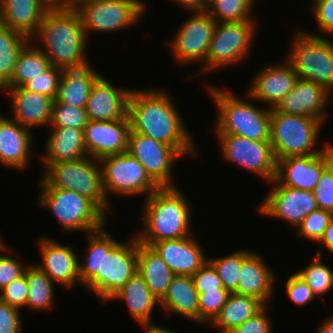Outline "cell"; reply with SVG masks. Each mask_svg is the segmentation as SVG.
<instances>
[{
	"label": "cell",
	"instance_id": "1",
	"mask_svg": "<svg viewBox=\"0 0 333 333\" xmlns=\"http://www.w3.org/2000/svg\"><path fill=\"white\" fill-rule=\"evenodd\" d=\"M124 243L102 227L87 233L83 262H78L80 284L103 302L110 301L137 272V237Z\"/></svg>",
	"mask_w": 333,
	"mask_h": 333
},
{
	"label": "cell",
	"instance_id": "2",
	"mask_svg": "<svg viewBox=\"0 0 333 333\" xmlns=\"http://www.w3.org/2000/svg\"><path fill=\"white\" fill-rule=\"evenodd\" d=\"M158 89H133L130 92L127 115L131 131L172 146L182 156L196 157L198 148L173 96Z\"/></svg>",
	"mask_w": 333,
	"mask_h": 333
},
{
	"label": "cell",
	"instance_id": "3",
	"mask_svg": "<svg viewBox=\"0 0 333 333\" xmlns=\"http://www.w3.org/2000/svg\"><path fill=\"white\" fill-rule=\"evenodd\" d=\"M39 39L50 64L61 69L89 65L86 55L88 38L76 9L50 7L31 40Z\"/></svg>",
	"mask_w": 333,
	"mask_h": 333
},
{
	"label": "cell",
	"instance_id": "4",
	"mask_svg": "<svg viewBox=\"0 0 333 333\" xmlns=\"http://www.w3.org/2000/svg\"><path fill=\"white\" fill-rule=\"evenodd\" d=\"M178 187H161L143 202L142 232L137 240L152 246L155 242L192 235L191 209L187 197Z\"/></svg>",
	"mask_w": 333,
	"mask_h": 333
},
{
	"label": "cell",
	"instance_id": "5",
	"mask_svg": "<svg viewBox=\"0 0 333 333\" xmlns=\"http://www.w3.org/2000/svg\"><path fill=\"white\" fill-rule=\"evenodd\" d=\"M217 108L215 134H231L256 141H270L271 109L256 107L231 91L206 85Z\"/></svg>",
	"mask_w": 333,
	"mask_h": 333
},
{
	"label": "cell",
	"instance_id": "6",
	"mask_svg": "<svg viewBox=\"0 0 333 333\" xmlns=\"http://www.w3.org/2000/svg\"><path fill=\"white\" fill-rule=\"evenodd\" d=\"M43 174L38 185L77 192L92 200L109 216L111 202L103 187L99 160L85 156L76 162L43 163Z\"/></svg>",
	"mask_w": 333,
	"mask_h": 333
},
{
	"label": "cell",
	"instance_id": "7",
	"mask_svg": "<svg viewBox=\"0 0 333 333\" xmlns=\"http://www.w3.org/2000/svg\"><path fill=\"white\" fill-rule=\"evenodd\" d=\"M39 206L53 214L64 232L81 231L86 235L108 223V216L90 199L75 191L40 187Z\"/></svg>",
	"mask_w": 333,
	"mask_h": 333
},
{
	"label": "cell",
	"instance_id": "8",
	"mask_svg": "<svg viewBox=\"0 0 333 333\" xmlns=\"http://www.w3.org/2000/svg\"><path fill=\"white\" fill-rule=\"evenodd\" d=\"M286 60L299 79L333 90V41L323 35L298 30Z\"/></svg>",
	"mask_w": 333,
	"mask_h": 333
},
{
	"label": "cell",
	"instance_id": "9",
	"mask_svg": "<svg viewBox=\"0 0 333 333\" xmlns=\"http://www.w3.org/2000/svg\"><path fill=\"white\" fill-rule=\"evenodd\" d=\"M324 123L315 118L297 116L271 109L270 143L276 160L290 156L315 155L323 149H314Z\"/></svg>",
	"mask_w": 333,
	"mask_h": 333
},
{
	"label": "cell",
	"instance_id": "10",
	"mask_svg": "<svg viewBox=\"0 0 333 333\" xmlns=\"http://www.w3.org/2000/svg\"><path fill=\"white\" fill-rule=\"evenodd\" d=\"M256 20H247L244 22H217L213 37L210 42V48L206 57V63L201 67L202 75L232 66L236 63L243 62L250 53L251 43L254 41L253 36L257 29ZM204 72V73H203Z\"/></svg>",
	"mask_w": 333,
	"mask_h": 333
},
{
	"label": "cell",
	"instance_id": "11",
	"mask_svg": "<svg viewBox=\"0 0 333 333\" xmlns=\"http://www.w3.org/2000/svg\"><path fill=\"white\" fill-rule=\"evenodd\" d=\"M105 194L138 196L146 198L160 187L149 177L144 166L128 152L111 155L99 160Z\"/></svg>",
	"mask_w": 333,
	"mask_h": 333
},
{
	"label": "cell",
	"instance_id": "12",
	"mask_svg": "<svg viewBox=\"0 0 333 333\" xmlns=\"http://www.w3.org/2000/svg\"><path fill=\"white\" fill-rule=\"evenodd\" d=\"M146 8L140 0H89L76 10L88 38L93 32L111 33L136 25Z\"/></svg>",
	"mask_w": 333,
	"mask_h": 333
},
{
	"label": "cell",
	"instance_id": "13",
	"mask_svg": "<svg viewBox=\"0 0 333 333\" xmlns=\"http://www.w3.org/2000/svg\"><path fill=\"white\" fill-rule=\"evenodd\" d=\"M215 136L225 162L237 164L269 184L275 179L277 160L270 141H256L231 134Z\"/></svg>",
	"mask_w": 333,
	"mask_h": 333
},
{
	"label": "cell",
	"instance_id": "14",
	"mask_svg": "<svg viewBox=\"0 0 333 333\" xmlns=\"http://www.w3.org/2000/svg\"><path fill=\"white\" fill-rule=\"evenodd\" d=\"M191 14L166 45H169L178 64L195 62L204 66L217 22L206 11H193Z\"/></svg>",
	"mask_w": 333,
	"mask_h": 333
},
{
	"label": "cell",
	"instance_id": "15",
	"mask_svg": "<svg viewBox=\"0 0 333 333\" xmlns=\"http://www.w3.org/2000/svg\"><path fill=\"white\" fill-rule=\"evenodd\" d=\"M127 152L144 166L160 188L177 187L172 179L173 165L183 156L172 146L130 131Z\"/></svg>",
	"mask_w": 333,
	"mask_h": 333
},
{
	"label": "cell",
	"instance_id": "16",
	"mask_svg": "<svg viewBox=\"0 0 333 333\" xmlns=\"http://www.w3.org/2000/svg\"><path fill=\"white\" fill-rule=\"evenodd\" d=\"M273 190L265 197L259 212L266 217H274L298 227L302 220L318 209L312 191L282 186L276 179L270 182Z\"/></svg>",
	"mask_w": 333,
	"mask_h": 333
},
{
	"label": "cell",
	"instance_id": "17",
	"mask_svg": "<svg viewBox=\"0 0 333 333\" xmlns=\"http://www.w3.org/2000/svg\"><path fill=\"white\" fill-rule=\"evenodd\" d=\"M325 147L319 154L290 156L277 160L275 179L282 186L313 191L323 171L333 162L328 145Z\"/></svg>",
	"mask_w": 333,
	"mask_h": 333
},
{
	"label": "cell",
	"instance_id": "18",
	"mask_svg": "<svg viewBox=\"0 0 333 333\" xmlns=\"http://www.w3.org/2000/svg\"><path fill=\"white\" fill-rule=\"evenodd\" d=\"M130 131L128 116L114 121L88 120L83 129L87 155L100 160L127 152Z\"/></svg>",
	"mask_w": 333,
	"mask_h": 333
},
{
	"label": "cell",
	"instance_id": "19",
	"mask_svg": "<svg viewBox=\"0 0 333 333\" xmlns=\"http://www.w3.org/2000/svg\"><path fill=\"white\" fill-rule=\"evenodd\" d=\"M284 60L283 63L267 65L254 74L245 96L257 100V103L268 104L269 109L276 108L298 79L291 64Z\"/></svg>",
	"mask_w": 333,
	"mask_h": 333
},
{
	"label": "cell",
	"instance_id": "20",
	"mask_svg": "<svg viewBox=\"0 0 333 333\" xmlns=\"http://www.w3.org/2000/svg\"><path fill=\"white\" fill-rule=\"evenodd\" d=\"M42 263L36 264L55 283L65 288L76 287L80 283L78 252L72 246H65L47 236L38 240ZM77 252V253H76ZM56 281V282H55ZM78 283V284H77Z\"/></svg>",
	"mask_w": 333,
	"mask_h": 333
},
{
	"label": "cell",
	"instance_id": "21",
	"mask_svg": "<svg viewBox=\"0 0 333 333\" xmlns=\"http://www.w3.org/2000/svg\"><path fill=\"white\" fill-rule=\"evenodd\" d=\"M331 92L313 81L297 79L294 87L275 108L278 112L319 119L326 123ZM326 108V109H325Z\"/></svg>",
	"mask_w": 333,
	"mask_h": 333
},
{
	"label": "cell",
	"instance_id": "22",
	"mask_svg": "<svg viewBox=\"0 0 333 333\" xmlns=\"http://www.w3.org/2000/svg\"><path fill=\"white\" fill-rule=\"evenodd\" d=\"M132 89L117 88L103 75L93 83L85 110L89 120L114 121L128 115V100Z\"/></svg>",
	"mask_w": 333,
	"mask_h": 333
},
{
	"label": "cell",
	"instance_id": "23",
	"mask_svg": "<svg viewBox=\"0 0 333 333\" xmlns=\"http://www.w3.org/2000/svg\"><path fill=\"white\" fill-rule=\"evenodd\" d=\"M191 236L162 240L151 246L175 275L192 276L209 259Z\"/></svg>",
	"mask_w": 333,
	"mask_h": 333
},
{
	"label": "cell",
	"instance_id": "24",
	"mask_svg": "<svg viewBox=\"0 0 333 333\" xmlns=\"http://www.w3.org/2000/svg\"><path fill=\"white\" fill-rule=\"evenodd\" d=\"M7 91L13 120L27 129L48 127L51 119L53 99L47 95L29 91L24 87H2Z\"/></svg>",
	"mask_w": 333,
	"mask_h": 333
},
{
	"label": "cell",
	"instance_id": "25",
	"mask_svg": "<svg viewBox=\"0 0 333 333\" xmlns=\"http://www.w3.org/2000/svg\"><path fill=\"white\" fill-rule=\"evenodd\" d=\"M32 132L12 118L0 114V163L21 170L30 163Z\"/></svg>",
	"mask_w": 333,
	"mask_h": 333
},
{
	"label": "cell",
	"instance_id": "26",
	"mask_svg": "<svg viewBox=\"0 0 333 333\" xmlns=\"http://www.w3.org/2000/svg\"><path fill=\"white\" fill-rule=\"evenodd\" d=\"M270 269L260 253L251 250L243 260L235 293L255 297L268 306L267 301L273 295V284L277 278Z\"/></svg>",
	"mask_w": 333,
	"mask_h": 333
},
{
	"label": "cell",
	"instance_id": "27",
	"mask_svg": "<svg viewBox=\"0 0 333 333\" xmlns=\"http://www.w3.org/2000/svg\"><path fill=\"white\" fill-rule=\"evenodd\" d=\"M49 8L43 0H0V21L31 40Z\"/></svg>",
	"mask_w": 333,
	"mask_h": 333
},
{
	"label": "cell",
	"instance_id": "28",
	"mask_svg": "<svg viewBox=\"0 0 333 333\" xmlns=\"http://www.w3.org/2000/svg\"><path fill=\"white\" fill-rule=\"evenodd\" d=\"M45 144V155H40L42 163L76 162L88 156L86 153L83 129L73 127H51Z\"/></svg>",
	"mask_w": 333,
	"mask_h": 333
},
{
	"label": "cell",
	"instance_id": "29",
	"mask_svg": "<svg viewBox=\"0 0 333 333\" xmlns=\"http://www.w3.org/2000/svg\"><path fill=\"white\" fill-rule=\"evenodd\" d=\"M160 305L165 312L178 314L199 324L198 291L192 276L175 275Z\"/></svg>",
	"mask_w": 333,
	"mask_h": 333
},
{
	"label": "cell",
	"instance_id": "30",
	"mask_svg": "<svg viewBox=\"0 0 333 333\" xmlns=\"http://www.w3.org/2000/svg\"><path fill=\"white\" fill-rule=\"evenodd\" d=\"M112 299L123 300L128 312L140 326L156 325L151 320L153 319L151 315L154 307L160 304V301L151 293L138 271Z\"/></svg>",
	"mask_w": 333,
	"mask_h": 333
},
{
	"label": "cell",
	"instance_id": "31",
	"mask_svg": "<svg viewBox=\"0 0 333 333\" xmlns=\"http://www.w3.org/2000/svg\"><path fill=\"white\" fill-rule=\"evenodd\" d=\"M137 271L143 277L151 293L161 301L175 274L150 246L137 240Z\"/></svg>",
	"mask_w": 333,
	"mask_h": 333
},
{
	"label": "cell",
	"instance_id": "32",
	"mask_svg": "<svg viewBox=\"0 0 333 333\" xmlns=\"http://www.w3.org/2000/svg\"><path fill=\"white\" fill-rule=\"evenodd\" d=\"M100 75L90 64L78 69H64L55 100L85 107L91 87Z\"/></svg>",
	"mask_w": 333,
	"mask_h": 333
},
{
	"label": "cell",
	"instance_id": "33",
	"mask_svg": "<svg viewBox=\"0 0 333 333\" xmlns=\"http://www.w3.org/2000/svg\"><path fill=\"white\" fill-rule=\"evenodd\" d=\"M265 305L255 297L231 293L220 313L210 323L221 333H229L253 317Z\"/></svg>",
	"mask_w": 333,
	"mask_h": 333
},
{
	"label": "cell",
	"instance_id": "34",
	"mask_svg": "<svg viewBox=\"0 0 333 333\" xmlns=\"http://www.w3.org/2000/svg\"><path fill=\"white\" fill-rule=\"evenodd\" d=\"M32 42L30 40L19 53L11 79L3 87H23L51 66L46 55Z\"/></svg>",
	"mask_w": 333,
	"mask_h": 333
},
{
	"label": "cell",
	"instance_id": "35",
	"mask_svg": "<svg viewBox=\"0 0 333 333\" xmlns=\"http://www.w3.org/2000/svg\"><path fill=\"white\" fill-rule=\"evenodd\" d=\"M25 274L28 282V297L26 307L30 310L53 309L54 282L37 265H29Z\"/></svg>",
	"mask_w": 333,
	"mask_h": 333
},
{
	"label": "cell",
	"instance_id": "36",
	"mask_svg": "<svg viewBox=\"0 0 333 333\" xmlns=\"http://www.w3.org/2000/svg\"><path fill=\"white\" fill-rule=\"evenodd\" d=\"M29 41L0 21V89L11 79L19 53Z\"/></svg>",
	"mask_w": 333,
	"mask_h": 333
},
{
	"label": "cell",
	"instance_id": "37",
	"mask_svg": "<svg viewBox=\"0 0 333 333\" xmlns=\"http://www.w3.org/2000/svg\"><path fill=\"white\" fill-rule=\"evenodd\" d=\"M253 3L255 0H206L205 11L216 22H244L255 20L251 10Z\"/></svg>",
	"mask_w": 333,
	"mask_h": 333
},
{
	"label": "cell",
	"instance_id": "38",
	"mask_svg": "<svg viewBox=\"0 0 333 333\" xmlns=\"http://www.w3.org/2000/svg\"><path fill=\"white\" fill-rule=\"evenodd\" d=\"M321 251H317L311 264L296 272V274L307 283L315 296L320 297L321 295L322 300H325L322 295L329 292L333 287V271L322 262Z\"/></svg>",
	"mask_w": 333,
	"mask_h": 333
},
{
	"label": "cell",
	"instance_id": "39",
	"mask_svg": "<svg viewBox=\"0 0 333 333\" xmlns=\"http://www.w3.org/2000/svg\"><path fill=\"white\" fill-rule=\"evenodd\" d=\"M251 252L248 249L238 250L224 257L208 259L216 269L222 285L231 293H235L238 288L240 269L244 258Z\"/></svg>",
	"mask_w": 333,
	"mask_h": 333
},
{
	"label": "cell",
	"instance_id": "40",
	"mask_svg": "<svg viewBox=\"0 0 333 333\" xmlns=\"http://www.w3.org/2000/svg\"><path fill=\"white\" fill-rule=\"evenodd\" d=\"M88 120L85 107H75L53 100L49 127L84 129Z\"/></svg>",
	"mask_w": 333,
	"mask_h": 333
},
{
	"label": "cell",
	"instance_id": "41",
	"mask_svg": "<svg viewBox=\"0 0 333 333\" xmlns=\"http://www.w3.org/2000/svg\"><path fill=\"white\" fill-rule=\"evenodd\" d=\"M230 294L225 288L198 293L199 324H210L220 313Z\"/></svg>",
	"mask_w": 333,
	"mask_h": 333
},
{
	"label": "cell",
	"instance_id": "42",
	"mask_svg": "<svg viewBox=\"0 0 333 333\" xmlns=\"http://www.w3.org/2000/svg\"><path fill=\"white\" fill-rule=\"evenodd\" d=\"M332 219V212L317 209L302 220L296 233L304 239L318 242Z\"/></svg>",
	"mask_w": 333,
	"mask_h": 333
},
{
	"label": "cell",
	"instance_id": "43",
	"mask_svg": "<svg viewBox=\"0 0 333 333\" xmlns=\"http://www.w3.org/2000/svg\"><path fill=\"white\" fill-rule=\"evenodd\" d=\"M63 69L51 65L47 70L29 80L23 87L47 95L55 100Z\"/></svg>",
	"mask_w": 333,
	"mask_h": 333
},
{
	"label": "cell",
	"instance_id": "44",
	"mask_svg": "<svg viewBox=\"0 0 333 333\" xmlns=\"http://www.w3.org/2000/svg\"><path fill=\"white\" fill-rule=\"evenodd\" d=\"M27 297L28 282L26 274L11 281L0 290V300L18 310H21L22 306H26Z\"/></svg>",
	"mask_w": 333,
	"mask_h": 333
},
{
	"label": "cell",
	"instance_id": "45",
	"mask_svg": "<svg viewBox=\"0 0 333 333\" xmlns=\"http://www.w3.org/2000/svg\"><path fill=\"white\" fill-rule=\"evenodd\" d=\"M312 192L318 209L333 213V162L323 171Z\"/></svg>",
	"mask_w": 333,
	"mask_h": 333
},
{
	"label": "cell",
	"instance_id": "46",
	"mask_svg": "<svg viewBox=\"0 0 333 333\" xmlns=\"http://www.w3.org/2000/svg\"><path fill=\"white\" fill-rule=\"evenodd\" d=\"M285 289L287 296L296 306H304L316 298L312 289L296 273L288 277Z\"/></svg>",
	"mask_w": 333,
	"mask_h": 333
},
{
	"label": "cell",
	"instance_id": "47",
	"mask_svg": "<svg viewBox=\"0 0 333 333\" xmlns=\"http://www.w3.org/2000/svg\"><path fill=\"white\" fill-rule=\"evenodd\" d=\"M192 279L198 293L224 288L216 269L209 261L192 275Z\"/></svg>",
	"mask_w": 333,
	"mask_h": 333
},
{
	"label": "cell",
	"instance_id": "48",
	"mask_svg": "<svg viewBox=\"0 0 333 333\" xmlns=\"http://www.w3.org/2000/svg\"><path fill=\"white\" fill-rule=\"evenodd\" d=\"M311 5L319 32L326 36L333 35V0H317Z\"/></svg>",
	"mask_w": 333,
	"mask_h": 333
},
{
	"label": "cell",
	"instance_id": "49",
	"mask_svg": "<svg viewBox=\"0 0 333 333\" xmlns=\"http://www.w3.org/2000/svg\"><path fill=\"white\" fill-rule=\"evenodd\" d=\"M0 254V290L9 284L11 281L19 279L21 276L25 274L26 268L29 266L23 264V262L15 257H11L9 255Z\"/></svg>",
	"mask_w": 333,
	"mask_h": 333
},
{
	"label": "cell",
	"instance_id": "50",
	"mask_svg": "<svg viewBox=\"0 0 333 333\" xmlns=\"http://www.w3.org/2000/svg\"><path fill=\"white\" fill-rule=\"evenodd\" d=\"M266 309L269 310L267 305L229 333H272V323Z\"/></svg>",
	"mask_w": 333,
	"mask_h": 333
},
{
	"label": "cell",
	"instance_id": "51",
	"mask_svg": "<svg viewBox=\"0 0 333 333\" xmlns=\"http://www.w3.org/2000/svg\"><path fill=\"white\" fill-rule=\"evenodd\" d=\"M20 315V310L0 300V333H20Z\"/></svg>",
	"mask_w": 333,
	"mask_h": 333
},
{
	"label": "cell",
	"instance_id": "52",
	"mask_svg": "<svg viewBox=\"0 0 333 333\" xmlns=\"http://www.w3.org/2000/svg\"><path fill=\"white\" fill-rule=\"evenodd\" d=\"M183 6L184 9H187L189 12L193 11H205L206 8V0H172Z\"/></svg>",
	"mask_w": 333,
	"mask_h": 333
},
{
	"label": "cell",
	"instance_id": "53",
	"mask_svg": "<svg viewBox=\"0 0 333 333\" xmlns=\"http://www.w3.org/2000/svg\"><path fill=\"white\" fill-rule=\"evenodd\" d=\"M318 243H321L327 251L333 254V219L330 221Z\"/></svg>",
	"mask_w": 333,
	"mask_h": 333
},
{
	"label": "cell",
	"instance_id": "54",
	"mask_svg": "<svg viewBox=\"0 0 333 333\" xmlns=\"http://www.w3.org/2000/svg\"><path fill=\"white\" fill-rule=\"evenodd\" d=\"M145 333H177V331H172L171 329L161 327L160 325H142Z\"/></svg>",
	"mask_w": 333,
	"mask_h": 333
},
{
	"label": "cell",
	"instance_id": "55",
	"mask_svg": "<svg viewBox=\"0 0 333 333\" xmlns=\"http://www.w3.org/2000/svg\"><path fill=\"white\" fill-rule=\"evenodd\" d=\"M316 333H333V316L324 320Z\"/></svg>",
	"mask_w": 333,
	"mask_h": 333
},
{
	"label": "cell",
	"instance_id": "56",
	"mask_svg": "<svg viewBox=\"0 0 333 333\" xmlns=\"http://www.w3.org/2000/svg\"><path fill=\"white\" fill-rule=\"evenodd\" d=\"M89 0H60V8L76 9L80 4Z\"/></svg>",
	"mask_w": 333,
	"mask_h": 333
},
{
	"label": "cell",
	"instance_id": "57",
	"mask_svg": "<svg viewBox=\"0 0 333 333\" xmlns=\"http://www.w3.org/2000/svg\"><path fill=\"white\" fill-rule=\"evenodd\" d=\"M49 5L50 7H58L60 8V0H43Z\"/></svg>",
	"mask_w": 333,
	"mask_h": 333
},
{
	"label": "cell",
	"instance_id": "58",
	"mask_svg": "<svg viewBox=\"0 0 333 333\" xmlns=\"http://www.w3.org/2000/svg\"><path fill=\"white\" fill-rule=\"evenodd\" d=\"M327 145H328V147H329V149H330V151L332 153V156H333V145L332 144H327Z\"/></svg>",
	"mask_w": 333,
	"mask_h": 333
}]
</instances>
